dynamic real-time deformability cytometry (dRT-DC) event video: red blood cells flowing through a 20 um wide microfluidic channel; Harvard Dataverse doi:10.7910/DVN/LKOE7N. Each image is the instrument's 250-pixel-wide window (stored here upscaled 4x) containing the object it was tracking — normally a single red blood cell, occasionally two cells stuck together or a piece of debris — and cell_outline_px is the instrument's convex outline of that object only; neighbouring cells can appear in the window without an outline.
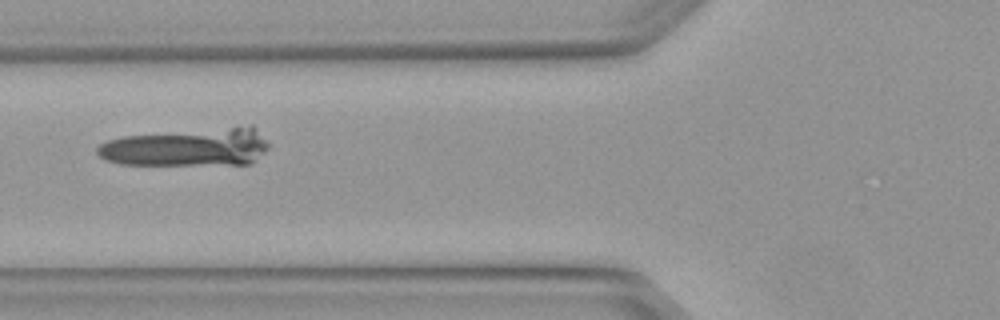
{"species": "Egyptian fruit bat (a non-hibernating species)", "species_latin": "Rousettus aegyptiacus", "temperature_condition": "warm", "stored_images_in_passage": 6, "camera_frame_rate_fps": 3000, "um_per_image_px": 0.085, "animal": {"sex": "female"}, "frame": {"image": 1, "passage_image": 6, "time_ms": 1.667, "image_size_px": [1000, 320], "cell_outline_px": [[268, 148], [252, 164], [120, 164], [104, 160], [96, 152], [96, 148], [100, 144], [108, 140], [124, 136], [252, 124], [256, 128], [268, 144]], "centroid_in_image_um": [15.96, 12.5], "position_along_channel_um": 109.8, "area_um2": 38.15}}